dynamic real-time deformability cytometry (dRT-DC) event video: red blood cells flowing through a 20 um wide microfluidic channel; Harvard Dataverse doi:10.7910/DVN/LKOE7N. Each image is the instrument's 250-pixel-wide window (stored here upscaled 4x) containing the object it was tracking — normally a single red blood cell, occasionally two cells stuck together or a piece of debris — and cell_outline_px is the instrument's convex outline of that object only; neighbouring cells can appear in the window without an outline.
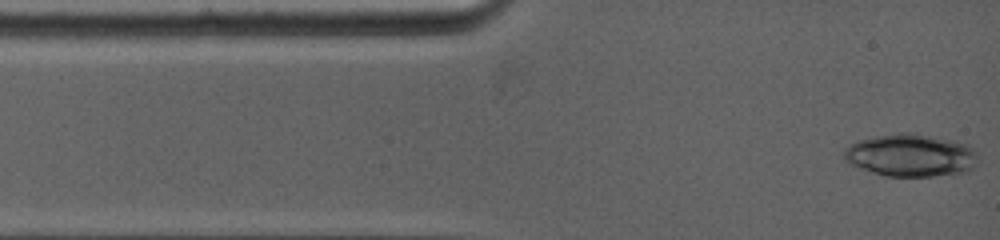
{"species": "common noctule bat (a hibernating species)", "species_latin": "Nyctalus noctula", "temperature_condition": "warm", "stored_images_in_passage": 77, "camera_frame_rate_fps": 5000, "um_per_image_px": 0.085, "animal": {"sex": "female", "body_mass_g": 19.0, "forearm_length_mm": 53.3}, "frame": {"image": 1, "passage_image": 1, "time_ms": 0.0, "image_size_px": [1000, 240], "cell_outline_px": [[976, 156], [972, 168], [968, 172], [932, 176], [884, 176], [860, 168], [844, 160], [844, 148], [848, 144], [856, 140], [896, 132], [908, 132], [936, 136], [968, 144], [976, 152]], "centroid_in_image_um": [77.38, 13.18], "position_along_channel_um": 7.6, "area_um2": 33.47}}
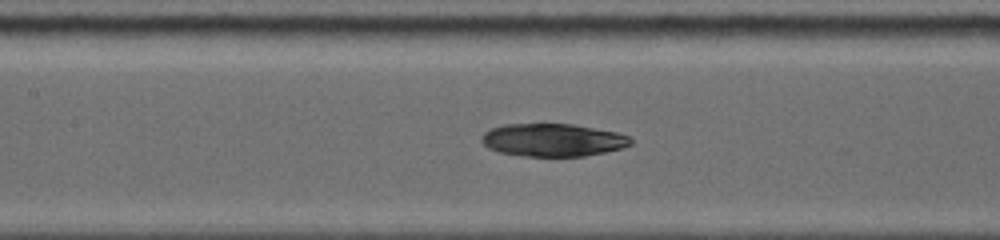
{"frame": {"image": 2, "passage_image": 27, "time_ms": 5.0, "image_size_px": [1000, 240], "cell_outline_px": [[632, 144], [620, 148], [604, 152], [584, 156], [524, 156], [496, 152], [488, 148], [480, 140], [480, 136], [484, 132], [492, 128], [504, 124], [572, 124], [616, 132], [632, 136]], "centroid_in_image_um": [46.96, 11.9], "position_along_channel_um": 160.4, "area_um2": 28.61}}
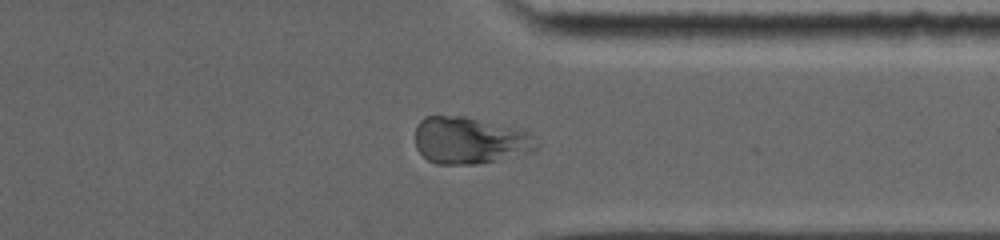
{"frame": {"image": 3, "passage_image": 56, "time_ms": 10.4, "image_size_px": [1000, 240], "cell_outline_px": [[540, 148], [532, 152], [476, 164], [436, 164], [428, 160], [416, 148], [416, 124], [424, 116], [464, 116], [528, 132], [536, 136], [540, 144]], "centroid_in_image_um": [39.94, 11.94], "position_along_channel_um": 371.5, "area_um2": 33.12}}